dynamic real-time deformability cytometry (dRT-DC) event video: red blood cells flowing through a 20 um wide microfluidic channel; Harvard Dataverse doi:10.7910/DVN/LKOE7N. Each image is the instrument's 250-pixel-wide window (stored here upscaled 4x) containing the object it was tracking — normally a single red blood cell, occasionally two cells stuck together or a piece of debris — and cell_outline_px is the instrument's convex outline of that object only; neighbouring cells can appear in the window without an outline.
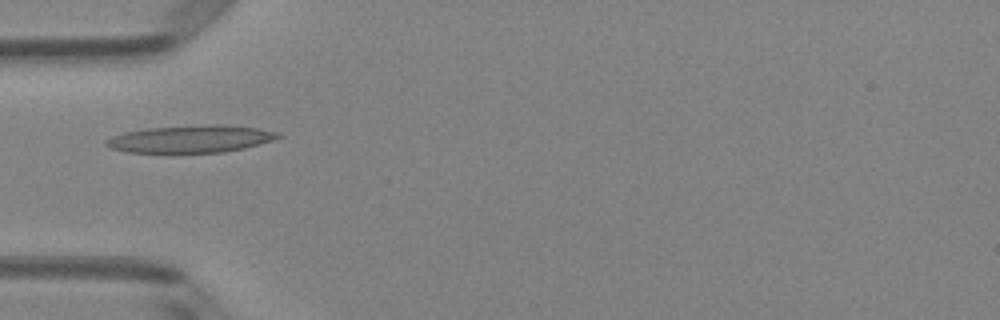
{"species": "Egyptian fruit bat (a non-hibernating species)", "species_latin": "Rousettus aegyptiacus", "temperature_condition": "room temperature", "stored_images_in_passage": 3, "camera_frame_rate_fps": 3000, "um_per_image_px": 0.085, "animal": {"sex": "female"}, "frame": {"image": 1, "passage_image": 2, "time_ms": 0.333, "image_size_px": [1000, 320], "cell_outline_px": [[284, 136], [272, 140], [244, 148], [224, 152], [180, 156], [168, 156], [128, 152], [112, 148], [104, 144], [104, 140], [112, 136], [124, 132], [148, 128], [204, 124], [220, 124], [256, 128], [280, 132]], "centroid_in_image_um": [16.16, 11.86], "position_along_channel_um": 68.8, "area_um2": 28.9}}
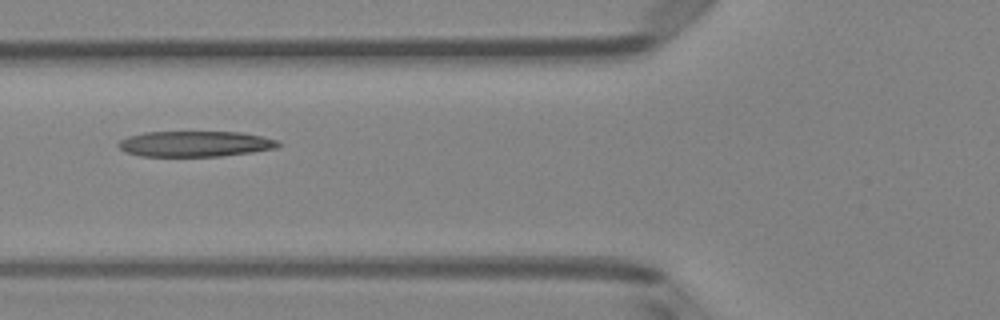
{"frame": {"image": 2, "passage_image": 3, "time_ms": 0.667, "image_size_px": [1000, 320], "cell_outline_px": [[280, 144], [276, 148], [252, 152], [220, 156], [140, 156], [124, 152], [116, 144], [120, 140], [128, 136], [144, 132], [240, 132], [264, 136], [276, 140]], "centroid_in_image_um": [16.55, 12.22], "position_along_channel_um": 109.2, "area_um2": 23.93}}